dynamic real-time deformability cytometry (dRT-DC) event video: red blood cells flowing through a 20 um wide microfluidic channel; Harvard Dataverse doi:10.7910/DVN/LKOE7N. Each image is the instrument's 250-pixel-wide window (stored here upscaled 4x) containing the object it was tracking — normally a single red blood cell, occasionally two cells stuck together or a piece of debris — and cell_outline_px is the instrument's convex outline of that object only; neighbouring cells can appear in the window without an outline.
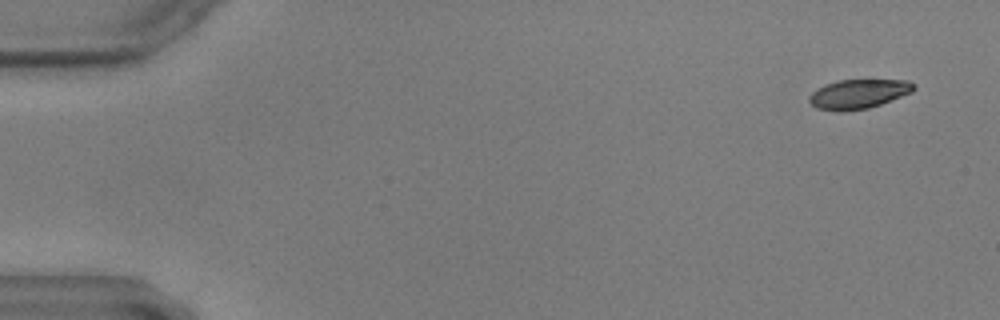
{"species": "common noctule bat (a hibernating species)", "species_latin": "Nyctalus noctula", "temperature_condition": "warm", "stored_images_in_passage": 11, "camera_frame_rate_fps": 3000, "um_per_image_px": 0.085, "animal": {"sex": "male", "body_mass_g": 17.9, "forearm_length_mm": 54.2}, "frame": {"image": 1, "passage_image": 4, "time_ms": 1.0, "image_size_px": [1000, 320], "cell_outline_px": [[916, 88], [912, 92], [880, 104], [868, 108], [840, 112], [836, 112], [816, 108], [808, 100], [808, 96], [816, 88], [836, 80], [908, 80], [916, 84]], "centroid_in_image_um": [72.94, 7.99], "position_along_channel_um": 12.1, "area_um2": 18.03}}